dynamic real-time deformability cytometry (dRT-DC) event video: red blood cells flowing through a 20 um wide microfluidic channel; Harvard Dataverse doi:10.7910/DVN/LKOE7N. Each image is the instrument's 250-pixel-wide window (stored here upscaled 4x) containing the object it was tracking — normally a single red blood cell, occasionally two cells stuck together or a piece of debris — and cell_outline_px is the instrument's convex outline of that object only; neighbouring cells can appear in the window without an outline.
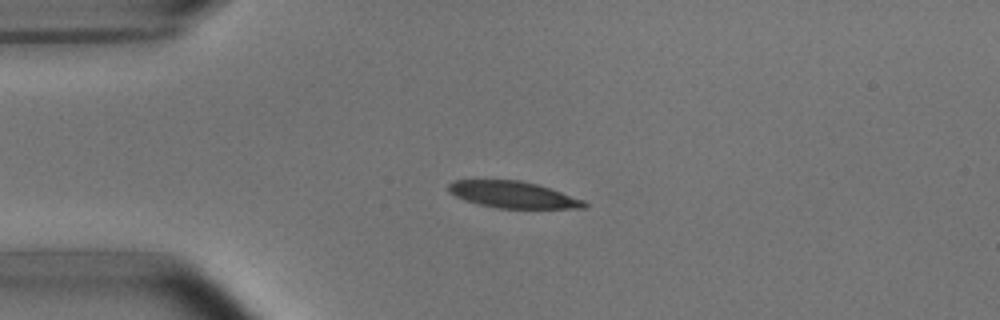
{"species": "common noctule bat (a hibernating species)", "species_latin": "Nyctalus noctula", "temperature_condition": "room temperature", "stored_images_in_passage": 4, "camera_frame_rate_fps": 3000, "um_per_image_px": 0.085, "animal": {"sex": "male", "body_mass_g": 15.6}, "frame": {"image": 1, "passage_image": 3, "time_ms": 2.667, "image_size_px": [1000, 320], "cell_outline_px": [[588, 208], [496, 208], [464, 200], [448, 192], [448, 184], [452, 180], [520, 180], [536, 184], [584, 200], [588, 204]], "centroid_in_image_um": [43.58, 16.55], "position_along_channel_um": 41.4, "area_um2": 20.92}}